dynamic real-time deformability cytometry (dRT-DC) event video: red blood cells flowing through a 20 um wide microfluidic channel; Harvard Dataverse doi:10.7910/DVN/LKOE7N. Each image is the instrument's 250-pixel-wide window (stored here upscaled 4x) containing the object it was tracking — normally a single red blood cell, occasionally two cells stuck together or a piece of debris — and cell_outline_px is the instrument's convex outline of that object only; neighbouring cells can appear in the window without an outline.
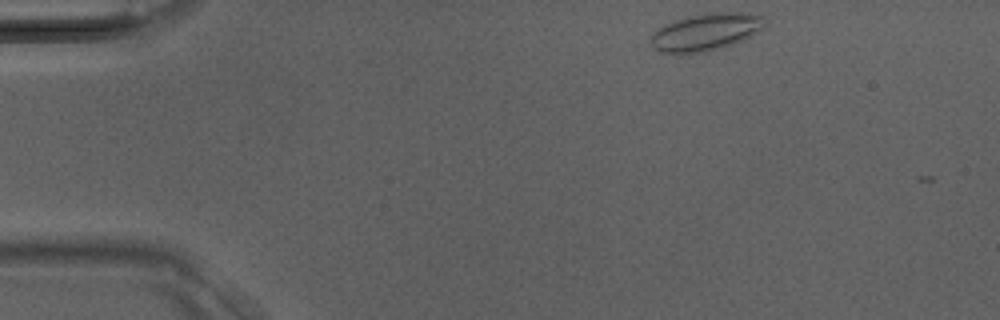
{"species": "Egyptian fruit bat (a non-hibernating species)", "species_latin": "Rousettus aegyptiacus", "temperature_condition": "room temperature", "stored_images_in_passage": 3, "camera_frame_rate_fps": 3000, "um_per_image_px": 0.085, "animal": {"sex": "male"}, "frame": {"image": 1, "passage_image": 2, "time_ms": 0.333, "image_size_px": [1000, 320], "cell_outline_px": [[768, 20], [764, 28], [732, 44], [720, 48], [704, 52], [660, 52], [648, 40], [664, 24], [688, 16], [708, 12], [748, 12], [764, 16]], "centroid_in_image_um": [60.06, 2.68], "position_along_channel_um": 24.9, "area_um2": 24.51}}